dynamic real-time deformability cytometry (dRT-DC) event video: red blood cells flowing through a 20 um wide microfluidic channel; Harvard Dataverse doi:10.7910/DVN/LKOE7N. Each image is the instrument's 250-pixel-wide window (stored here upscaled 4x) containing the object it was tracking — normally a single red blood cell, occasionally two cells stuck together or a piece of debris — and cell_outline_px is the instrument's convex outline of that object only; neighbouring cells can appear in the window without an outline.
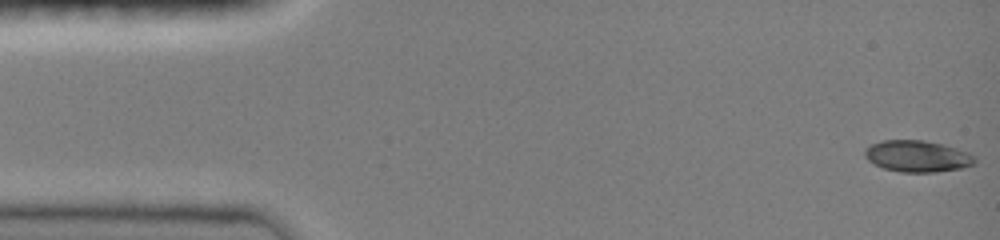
{"species": "common noctule bat (a hibernating species)", "species_latin": "Nyctalus noctula", "temperature_condition": "room temperature", "stored_images_in_passage": 47, "camera_frame_rate_fps": 3000, "um_per_image_px": 0.085, "animal": {"sex": "female", "body_mass_g": 19.0, "forearm_length_mm": 51.5}, "frame": {"image": 1, "passage_image": 1, "time_ms": 0.0, "image_size_px": [1000, 240], "cell_outline_px": [[976, 164], [964, 168], [932, 172], [900, 172], [884, 168], [868, 160], [864, 156], [864, 148], [872, 144], [884, 140], [924, 140], [944, 144], [968, 152], [976, 156]], "centroid_in_image_um": [78.01, 13.27], "position_along_channel_um": 7.0, "area_um2": 20.35}}
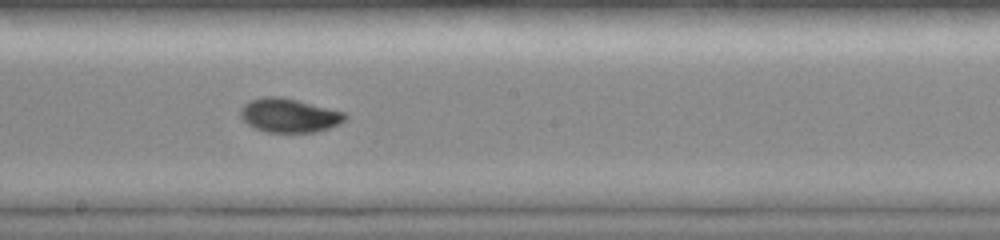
{"frame": {"image": 2, "passage_image": 26, "time_ms": 8.333, "image_size_px": [1000, 240], "cell_outline_px": [[348, 116], [340, 124], [316, 132], [268, 132], [256, 128], [248, 124], [240, 116], [240, 108], [248, 100], [264, 96], [280, 96], [344, 112]], "centroid_in_image_um": [24.55, 9.8], "position_along_channel_um": 223.6, "area_um2": 20.58}}
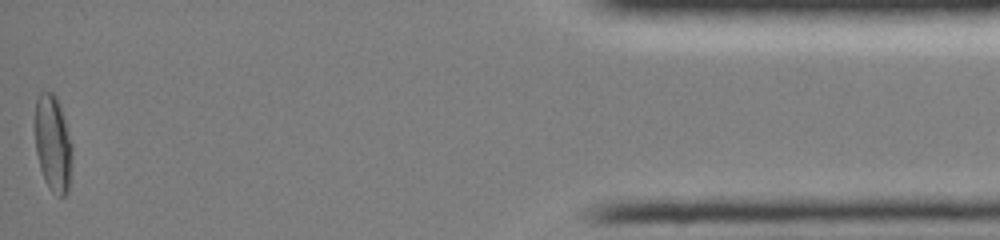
{"frame": {"image": 3, "passage_image": 47, "time_ms": 15.333, "image_size_px": [1000, 240], "cell_outline_px": [[72, 156], [68, 192], [64, 196], [60, 196], [52, 192], [48, 188], [44, 180], [40, 168], [36, 152], [36, 96], [40, 92], [52, 92], [56, 96], [72, 144]], "centroid_in_image_um": [4.5, 12.24], "position_along_channel_um": 430.7, "area_um2": 20.69}, "authors_computed_cell_mechanics": {"area_um2": 19.9988, "velocity_mm_per_s": 4.0571, "shape_relaxation_time_tau1_ms": 4.7216, "shape_relaxation_time_tau2_ms": 2.1865, "deformation_change_tau1": 0.174, "deformation_change_tau2": 0.028}}